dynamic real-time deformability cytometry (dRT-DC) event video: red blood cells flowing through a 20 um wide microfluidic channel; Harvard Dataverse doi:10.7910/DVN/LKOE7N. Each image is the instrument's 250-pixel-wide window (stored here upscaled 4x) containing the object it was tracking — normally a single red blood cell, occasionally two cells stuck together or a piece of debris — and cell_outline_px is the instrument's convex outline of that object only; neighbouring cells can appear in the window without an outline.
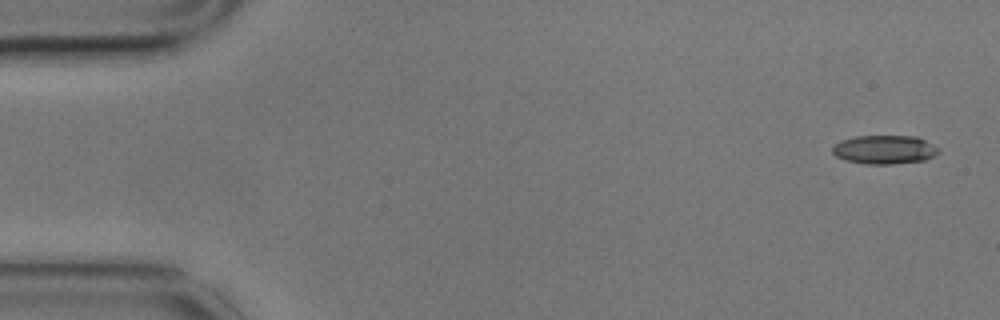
{"species": "common noctule bat (a hibernating species)", "species_latin": "Nyctalus noctula", "temperature_condition": "cold", "stored_images_in_passage": 5, "camera_frame_rate_fps": 3000, "um_per_image_px": 0.085, "animal": {"sex": "male", "body_mass_g": 17.9}, "frame": {"image": 1, "passage_image": 1, "time_ms": 0.0, "image_size_px": [1000, 320], "cell_outline_px": [[940, 152], [924, 160], [892, 164], [864, 164], [844, 160], [836, 156], [832, 152], [832, 148], [840, 140], [856, 136], [916, 136], [940, 148]], "centroid_in_image_um": [75.17, 12.72], "position_along_channel_um": 9.8, "area_um2": 17.8}}
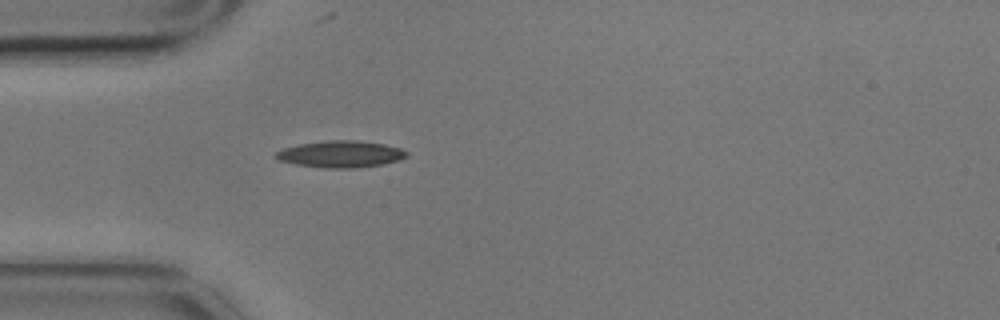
{"frame": {"image": 2, "passage_image": 5, "time_ms": 1.333, "image_size_px": [1000, 320], "cell_outline_px": [[408, 156], [400, 160], [380, 164], [356, 168], [324, 168], [296, 164], [280, 160], [272, 156], [276, 152], [284, 148], [300, 144], [324, 140], [356, 140], [384, 144], [400, 148], [408, 152]], "centroid_in_image_um": [28.96, 13.09], "position_along_channel_um": 56.0, "area_um2": 20.35}}